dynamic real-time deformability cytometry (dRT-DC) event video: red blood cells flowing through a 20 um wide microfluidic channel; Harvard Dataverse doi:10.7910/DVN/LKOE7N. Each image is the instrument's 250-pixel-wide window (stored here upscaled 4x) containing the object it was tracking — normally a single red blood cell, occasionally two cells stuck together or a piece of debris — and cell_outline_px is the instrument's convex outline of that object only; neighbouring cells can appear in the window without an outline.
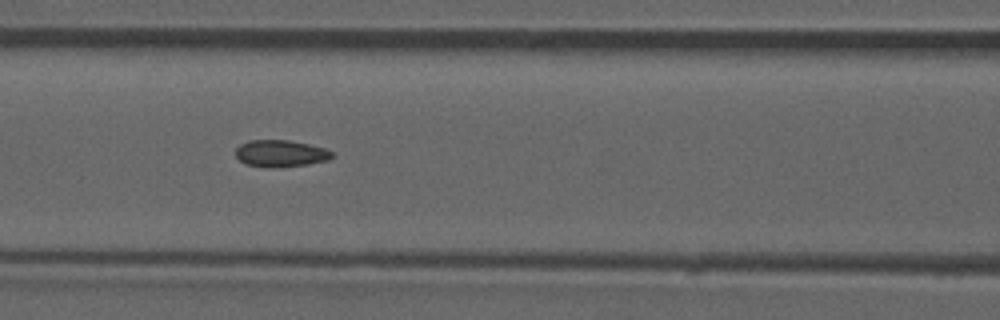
{"species": "common noctule bat (a hibernating species)", "species_latin": "Nyctalus noctula", "temperature_condition": "room temperature", "stored_images_in_passage": 53, "camera_frame_rate_fps": 3000, "um_per_image_px": 0.085, "animal": {"sex": "male", "forearm_length_mm": 52.5}, "frame": {"image": 1, "passage_image": 23, "time_ms": 7.333, "image_size_px": [1000, 320], "cell_outline_px": [[336, 156], [328, 160], [308, 164], [272, 168], [244, 164], [236, 156], [236, 148], [240, 144], [248, 140], [288, 140], [308, 144], [324, 148], [332, 152]], "centroid_in_image_um": [23.85, 13.04], "position_along_channel_um": 142.8, "area_um2": 15.14}, "authors_computed_cell_mechanics": {"area_um2": 15.1436, "velocity_mm_per_s": 3.9313, "shape_relaxation_time_tau1_ms": null, "shape_relaxation_time_tau2_ms": 2.1907, "deformation_change_tau1": null, "deformation_change_tau2": 0.0819}}